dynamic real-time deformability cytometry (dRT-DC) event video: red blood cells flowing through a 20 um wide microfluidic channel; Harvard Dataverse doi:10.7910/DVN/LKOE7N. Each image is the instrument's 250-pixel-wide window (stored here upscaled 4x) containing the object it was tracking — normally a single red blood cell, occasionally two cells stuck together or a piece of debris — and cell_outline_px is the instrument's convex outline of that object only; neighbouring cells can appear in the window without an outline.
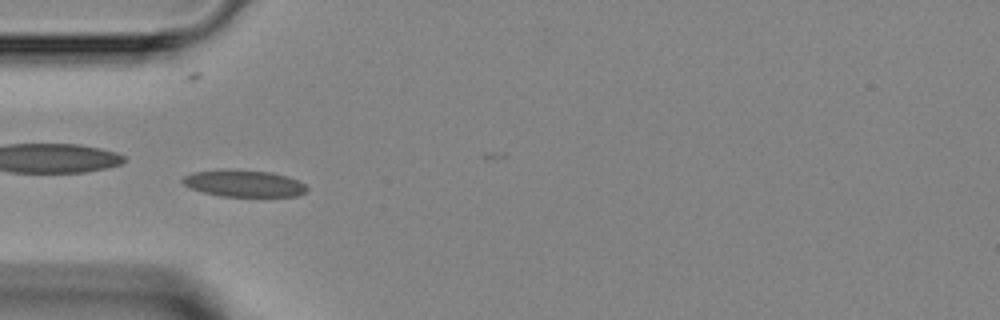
{"species": "Egyptian fruit bat (a non-hibernating species)", "species_latin": "Rousettus aegyptiacus", "temperature_condition": "room temperature", "stored_images_in_passage": 8, "camera_frame_rate_fps": 3000, "um_per_image_px": 0.085, "animal": {"sex": "female"}, "frame": {"image": 1, "passage_image": 5, "time_ms": 4.667, "image_size_px": [1000, 320], "cell_outline_px": [[308, 192], [296, 196], [220, 196], [204, 192], [192, 188], [184, 184], [180, 180], [184, 176], [192, 172], [272, 172], [288, 176], [304, 184], [308, 188]], "centroid_in_image_um": [20.8, 15.64], "position_along_channel_um": 64.2, "area_um2": 18.44}}
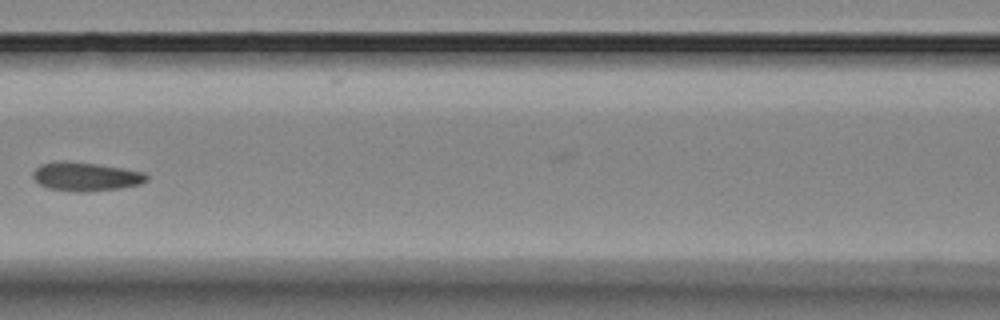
{"frame": {"image": 2, "passage_image": 7, "time_ms": 7.0, "image_size_px": [1000, 320], "cell_outline_px": [[148, 180], [140, 184], [120, 188], [88, 192], [76, 192], [48, 188], [40, 184], [32, 176], [32, 172], [40, 164], [64, 160], [68, 160], [96, 164], [144, 172], [148, 176]], "centroid_in_image_um": [7.27, 15.01], "position_along_channel_um": 159.3, "area_um2": 19.07}}
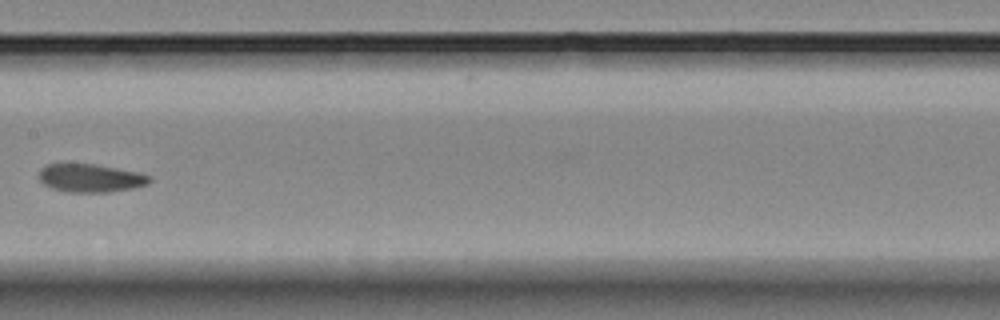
{"frame": {"image": 3, "passage_image": 8, "time_ms": 8.0, "image_size_px": [1000, 320], "cell_outline_px": [[152, 180], [148, 184], [132, 188], [108, 192], [68, 192], [52, 188], [44, 184], [40, 180], [40, 168], [48, 164], [96, 164], [140, 172], [152, 176]], "centroid_in_image_um": [7.74, 15.13], "position_along_channel_um": 199.7, "area_um2": 18.21}}